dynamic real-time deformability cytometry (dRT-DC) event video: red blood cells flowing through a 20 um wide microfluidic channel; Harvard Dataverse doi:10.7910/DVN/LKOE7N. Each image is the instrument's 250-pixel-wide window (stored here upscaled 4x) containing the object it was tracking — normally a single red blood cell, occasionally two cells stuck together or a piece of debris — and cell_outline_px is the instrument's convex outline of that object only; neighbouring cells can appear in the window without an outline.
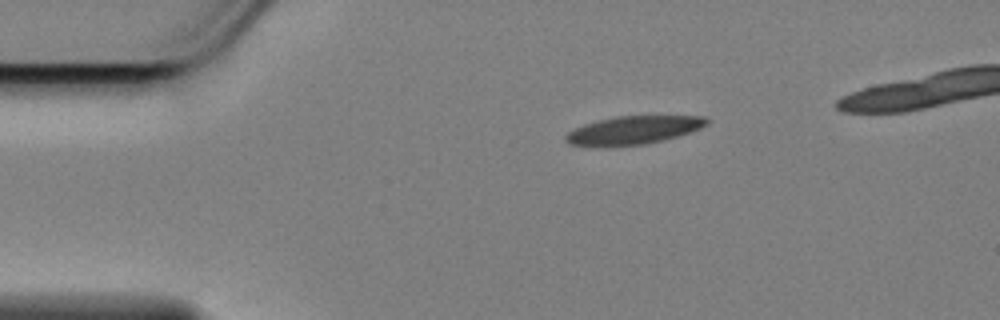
{"species": "Egyptian fruit bat (a non-hibernating species)", "species_latin": "Rousettus aegyptiacus", "temperature_condition": "cold", "stored_images_in_passage": 43, "camera_frame_rate_fps": 3000, "um_per_image_px": 0.085, "animal": {"sex": "female"}, "frame": {"image": 1, "passage_image": 1, "time_ms": 0.0, "image_size_px": [1000, 320], "cell_outline_px": [[708, 124], [700, 128], [676, 136], [644, 144], [568, 144], [564, 140], [564, 136], [572, 128], [584, 124], [616, 116], [704, 116], [708, 120]], "centroid_in_image_um": [53.84, 11.02], "position_along_channel_um": 31.2, "area_um2": 22.25}}
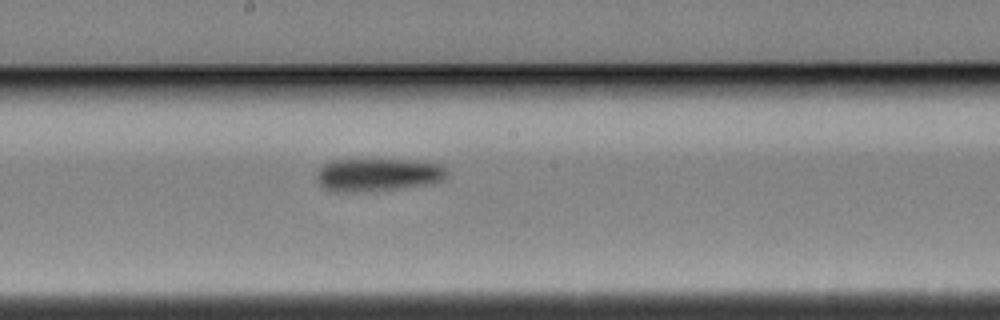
{"frame": {"image": 2, "passage_image": 21, "time_ms": 6.667, "image_size_px": [1000, 320], "cell_outline_px": [[448, 176], [444, 180], [424, 184], [396, 188], [344, 192], [336, 192], [324, 188], [320, 184], [316, 172], [324, 164], [332, 160], [428, 160], [440, 164], [448, 168]], "centroid_in_image_um": [32.18, 14.82], "position_along_channel_um": 216.0, "area_um2": 24.85}}
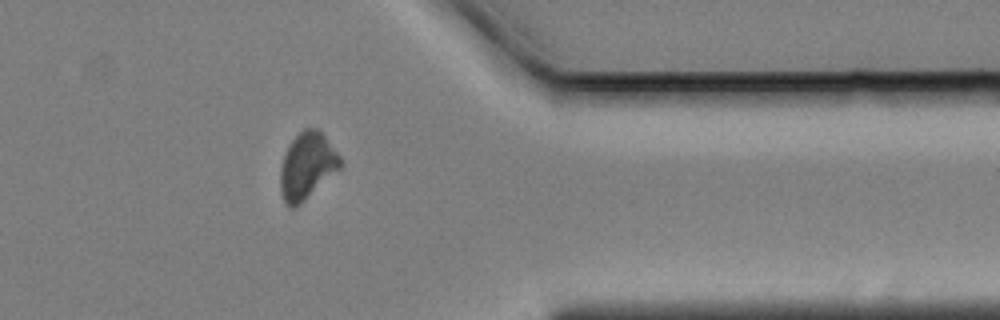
{"frame": {"image": 3, "passage_image": 37, "time_ms": 12.0, "image_size_px": [1000, 320], "cell_outline_px": [[344, 164], [340, 168], [300, 204], [292, 208], [284, 200], [280, 188], [280, 168], [284, 152], [288, 144], [304, 128], [316, 128], [324, 136], [340, 156]], "centroid_in_image_um": [26.09, 14.08], "position_along_channel_um": 385.3, "area_um2": 23.0}}